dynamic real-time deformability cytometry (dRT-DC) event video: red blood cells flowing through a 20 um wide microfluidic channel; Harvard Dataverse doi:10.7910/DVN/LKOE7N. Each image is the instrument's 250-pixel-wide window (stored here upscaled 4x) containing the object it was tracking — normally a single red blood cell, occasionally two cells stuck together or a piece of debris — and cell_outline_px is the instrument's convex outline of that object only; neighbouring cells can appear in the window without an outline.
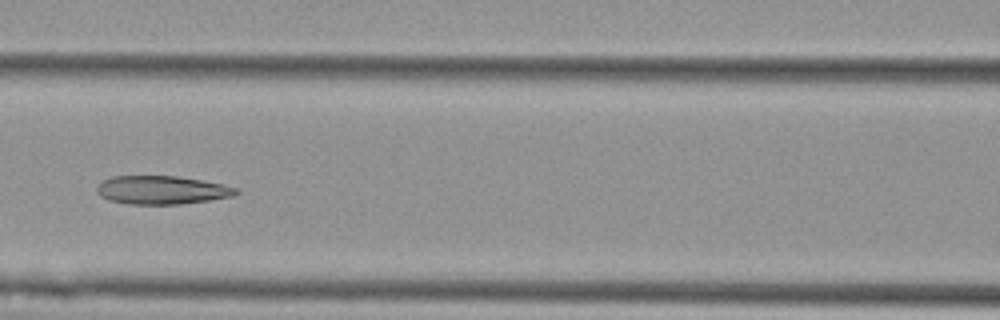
{"species": "Egyptian fruit bat (a non-hibernating species)", "species_latin": "Rousettus aegyptiacus", "temperature_condition": "cold", "stored_images_in_passage": 7, "camera_frame_rate_fps": 3000, "um_per_image_px": 0.085, "animal": {"sex": "female"}, "frame": {"image": 1, "passage_image": 7, "time_ms": 2.0, "image_size_px": [1000, 320], "cell_outline_px": [[240, 192], [232, 196], [208, 200], [180, 204], [128, 204], [108, 200], [100, 196], [96, 192], [96, 188], [104, 180], [112, 176], [176, 176], [200, 180], [240, 188]], "centroid_in_image_um": [13.74, 16.15], "position_along_channel_um": 152.9, "area_um2": 22.95}}